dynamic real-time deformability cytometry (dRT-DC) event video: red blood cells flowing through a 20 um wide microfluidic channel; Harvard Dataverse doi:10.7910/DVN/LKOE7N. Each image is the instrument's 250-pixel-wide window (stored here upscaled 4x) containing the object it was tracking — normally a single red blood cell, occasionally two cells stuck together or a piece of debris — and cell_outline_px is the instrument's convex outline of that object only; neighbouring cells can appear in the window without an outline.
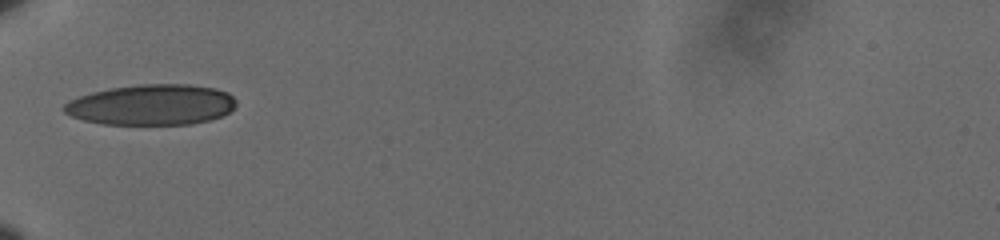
{"species": "human", "species_latin": "Homo sapiens", "temperature_condition": "cold", "stored_images_in_passage": 5, "camera_frame_rate_fps": 3000, "um_per_image_px": 0.085, "donor": {"sex": "male"}, "frame": {"image": 1, "passage_image": 1, "time_ms": 0.0, "image_size_px": [1000, 240], "cell_outline_px": [[236, 104], [228, 112], [220, 116], [208, 120], [192, 124], [104, 124], [84, 120], [72, 116], [64, 112], [60, 108], [68, 100], [92, 92], [108, 88], [140, 84], [188, 84], [216, 88], [228, 92], [236, 100]], "centroid_in_image_um": [12.86, 8.89], "position_along_channel_um": 72.1, "area_um2": 40.81}}
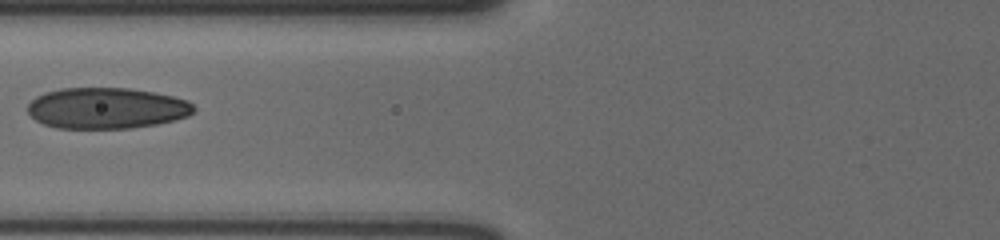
{"frame": {"image": 2, "passage_image": 3, "time_ms": 0.667, "image_size_px": [1000, 240], "cell_outline_px": [[196, 108], [188, 116], [156, 124], [132, 128], [56, 128], [44, 124], [36, 120], [28, 112], [28, 104], [36, 96], [44, 92], [60, 88], [128, 88], [152, 92], [172, 96], [188, 100]], "centroid_in_image_um": [9.04, 9.19], "position_along_channel_um": 116.8, "area_um2": 39.65}}
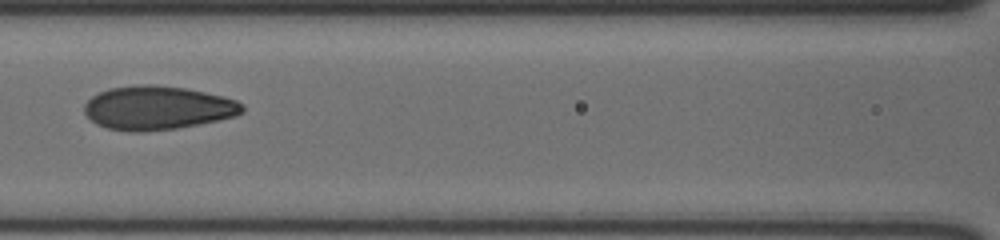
{"frame": {"image": 3, "passage_image": 4, "time_ms": 1.0, "image_size_px": [1000, 240], "cell_outline_px": [[244, 112], [236, 116], [176, 128], [144, 132], [132, 132], [108, 128], [96, 124], [84, 112], [84, 104], [92, 96], [108, 88], [136, 84], [156, 84], [184, 88], [224, 96], [236, 100], [244, 104]], "centroid_in_image_um": [13.39, 9.15], "position_along_channel_um": 153.2, "area_um2": 40.34}}